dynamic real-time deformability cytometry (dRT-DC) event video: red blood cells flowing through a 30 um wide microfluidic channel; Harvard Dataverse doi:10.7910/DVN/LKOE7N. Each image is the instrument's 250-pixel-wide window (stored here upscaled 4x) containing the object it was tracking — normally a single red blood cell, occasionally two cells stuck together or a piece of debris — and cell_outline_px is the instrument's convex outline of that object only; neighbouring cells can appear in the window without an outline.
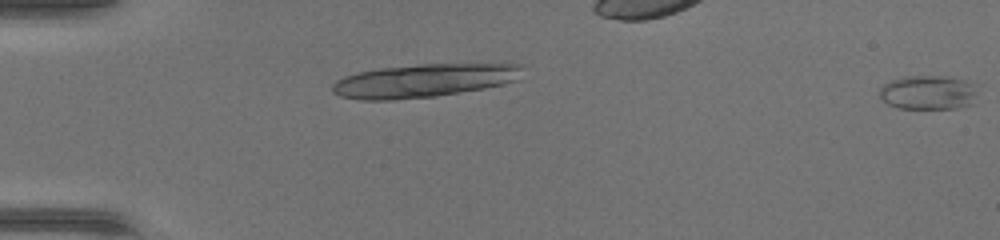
{"species": "common noctule bat (a hibernating species)", "species_latin": "Nyctalus noctula", "temperature_condition": "warm", "stored_images_in_passage": 14, "segment_of_instrument_passage": [2, 2], "camera_frame_rate_fps": 3000, "um_per_image_px": 0.085, "animal": {"sex": "female", "body_mass_g": 17.0, "forearm_length_mm": 48.0}, "frame": {"image": 1, "passage_image": 14, "time_ms": 4.333, "image_size_px": [1000, 240], "cell_outline_px": [[980, 84], [976, 104], [956, 108], [896, 108], [888, 104], [876, 92], [884, 84], [892, 80], [904, 76], [956, 76]], "centroid_in_image_um": [79.03, 7.84], "position_along_channel_um": 6.0, "area_um2": 20.46}}